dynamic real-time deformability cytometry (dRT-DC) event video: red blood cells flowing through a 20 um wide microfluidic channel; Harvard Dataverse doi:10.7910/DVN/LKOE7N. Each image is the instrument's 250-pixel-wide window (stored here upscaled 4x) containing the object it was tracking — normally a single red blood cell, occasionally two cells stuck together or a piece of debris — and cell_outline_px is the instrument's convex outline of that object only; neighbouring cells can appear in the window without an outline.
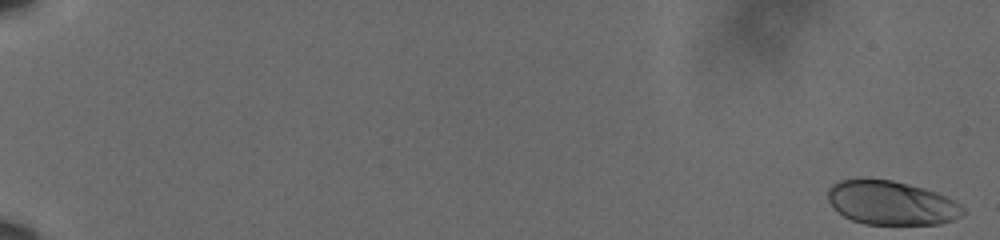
{"species": "human", "species_latin": "Homo sapiens", "temperature_condition": "cold", "stored_images_in_passage": 60, "camera_frame_rate_fps": 3000, "um_per_image_px": 0.085, "donor": {"sex": "male"}, "frame": {"image": 1, "passage_image": 1, "time_ms": 0.0, "image_size_px": [1000, 240], "cell_outline_px": [[968, 212], [964, 216], [940, 224], [864, 224], [852, 220], [844, 216], [828, 200], [828, 188], [832, 184], [840, 180], [892, 180], [924, 188], [936, 192], [960, 204]], "centroid_in_image_um": [75.81, 17.26], "position_along_channel_um": 9.2, "area_um2": 34.33}}
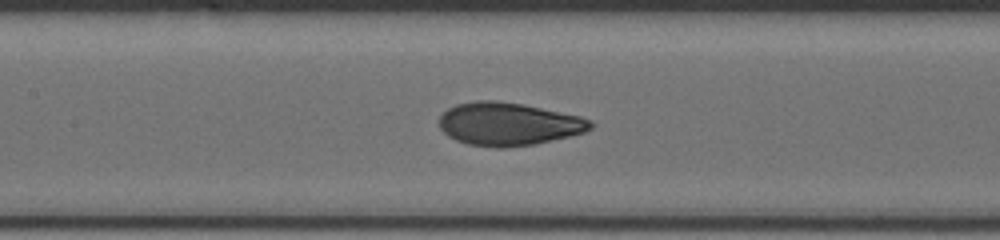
{"frame": {"image": 2, "passage_image": 32, "time_ms": 10.333, "image_size_px": [1000, 240], "cell_outline_px": [[596, 124], [592, 128], [584, 132], [536, 144], [504, 148], [496, 148], [468, 144], [456, 140], [448, 136], [440, 128], [440, 116], [448, 108], [456, 104], [476, 100], [496, 100], [524, 104], [580, 116], [592, 120]], "centroid_in_image_um": [43.23, 10.53], "position_along_channel_um": 164.2, "area_um2": 38.09}}
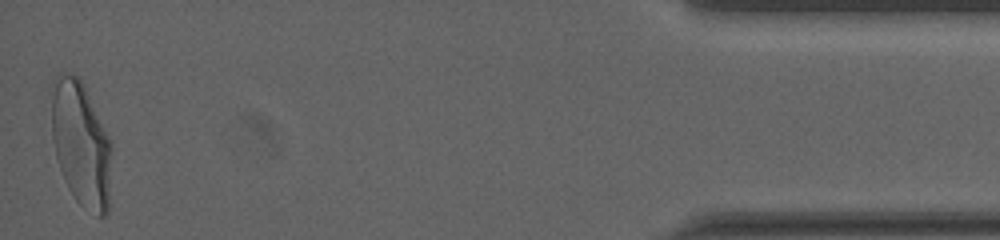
{"frame": {"image": 3, "passage_image": 60, "time_ms": 19.667, "image_size_px": [1000, 240], "cell_outline_px": [[112, 148], [108, 212], [104, 216], [96, 216], [84, 208], [76, 200], [68, 188], [64, 180], [56, 156], [52, 136], [48, 92], [52, 80], [60, 72], [72, 72], [80, 76], [112, 140]], "centroid_in_image_um": [6.86, 12.13], "position_along_channel_um": 428.3, "area_um2": 45.43}, "authors_computed_cell_mechanics": {"area_um2": 37.1076, "velocity_mm_per_s": 3.5974, "shape_relaxation_time_tau1_ms": 4.6651, "shape_relaxation_time_tau2_ms": null, "deformation_change_tau1": 0.187, "deformation_change_tau2": null}}